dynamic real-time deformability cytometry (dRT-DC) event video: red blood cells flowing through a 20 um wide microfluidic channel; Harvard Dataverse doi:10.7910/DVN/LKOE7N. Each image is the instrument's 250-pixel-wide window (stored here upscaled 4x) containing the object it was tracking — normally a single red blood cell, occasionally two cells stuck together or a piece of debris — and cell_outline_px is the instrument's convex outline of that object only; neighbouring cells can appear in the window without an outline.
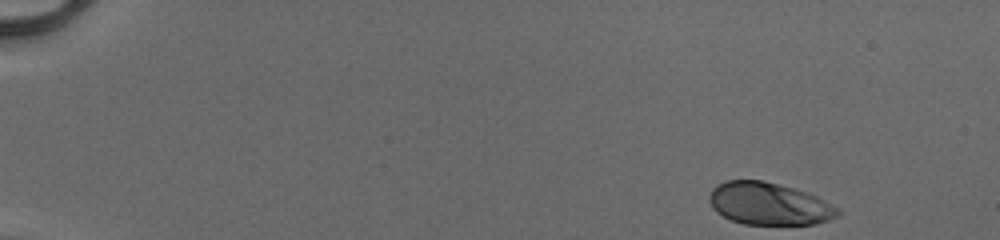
{"species": "human", "species_latin": "Homo sapiens", "temperature_condition": "cold", "stored_images_in_passage": 47, "camera_frame_rate_fps": 3000, "um_per_image_px": 0.085, "donor": {"sex": "male"}, "frame": {"image": 1, "passage_image": 1, "time_ms": 0.0, "image_size_px": [1000, 240], "cell_outline_px": [[840, 212], [836, 216], [828, 220], [816, 224], [744, 224], [732, 220], [716, 212], [712, 208], [708, 200], [708, 196], [712, 188], [716, 184], [724, 180], [764, 180], [808, 192], [840, 208]], "centroid_in_image_um": [65.33, 17.3], "position_along_channel_um": 19.7, "area_um2": 31.91}}
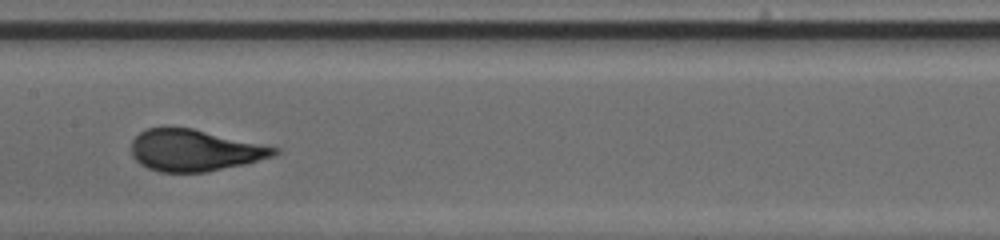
{"frame": {"image": 2, "passage_image": 24, "time_ms": 7.667, "image_size_px": [1000, 240], "cell_outline_px": [[280, 152], [272, 156], [244, 164], [204, 172], [160, 172], [148, 168], [140, 164], [132, 156], [132, 140], [140, 132], [148, 128], [192, 128], [280, 148]], "centroid_in_image_um": [16.53, 12.78], "position_along_channel_um": 190.9, "area_um2": 34.28}}
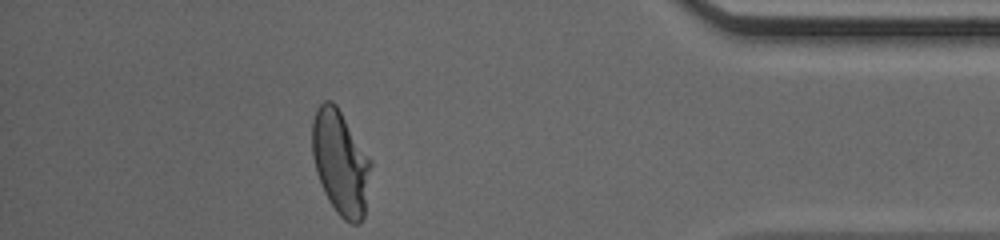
{"frame": {"image": 3, "passage_image": 42, "time_ms": 13.667, "image_size_px": [1000, 240], "cell_outline_px": [[372, 164], [364, 216], [356, 224], [352, 224], [344, 220], [336, 212], [328, 200], [324, 192], [316, 172], [312, 156], [312, 120], [316, 108], [324, 100], [332, 100], [336, 104], [372, 160]], "centroid_in_image_um": [28.94, 13.8], "position_along_channel_um": 406.3, "area_um2": 35.95}, "authors_computed_cell_mechanics": {"area_um2": 34.7956, "velocity_mm_per_s": 4.1245, "shape_relaxation_time_tau1_ms": 2.9022, "shape_relaxation_time_tau2_ms": null, "deformation_change_tau1": 0.1564, "deformation_change_tau2": null}}